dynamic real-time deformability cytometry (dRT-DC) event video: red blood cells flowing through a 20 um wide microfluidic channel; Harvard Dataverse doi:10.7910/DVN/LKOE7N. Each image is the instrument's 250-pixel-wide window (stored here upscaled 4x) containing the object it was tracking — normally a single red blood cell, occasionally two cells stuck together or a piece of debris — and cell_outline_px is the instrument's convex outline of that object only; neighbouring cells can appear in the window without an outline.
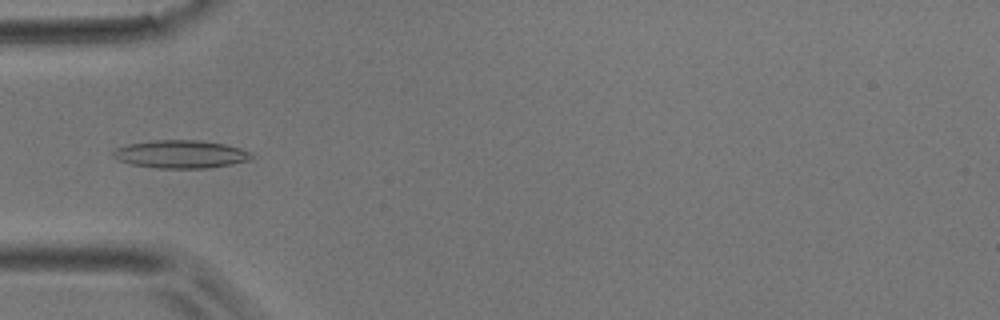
{"species": "common noctule bat (a hibernating species)", "species_latin": "Nyctalus noctula", "temperature_condition": "room temperature", "stored_images_in_passage": 33, "camera_frame_rate_fps": 3000, "um_per_image_px": 0.085, "animal": {"sex": "male", "body_mass_g": 17.9}, "frame": {"image": 1, "passage_image": 3, "time_ms": 0.667, "image_size_px": [1000, 320], "cell_outline_px": [[256, 156], [248, 160], [208, 168], [156, 168], [132, 164], [120, 160], [112, 156], [112, 152], [116, 148], [128, 144], [156, 140], [196, 140], [224, 144], [240, 148], [252, 152]], "centroid_in_image_um": [15.37, 13.1], "position_along_channel_um": 69.6, "area_um2": 22.37}}
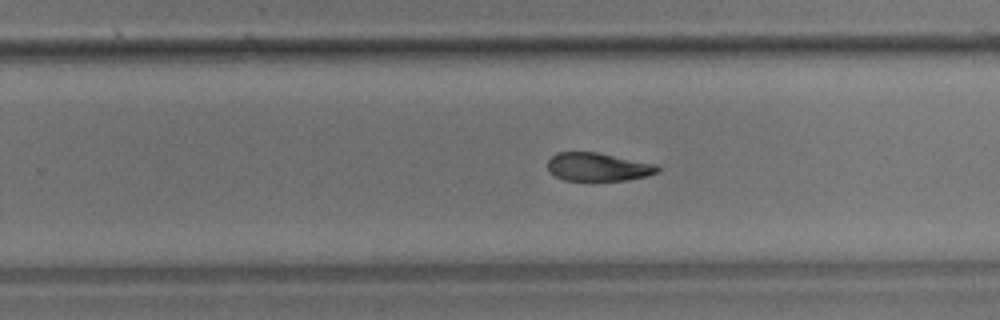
{"frame": {"image": 2, "passage_image": 17, "time_ms": 5.333, "image_size_px": [1000, 320], "cell_outline_px": [[660, 172], [648, 176], [628, 180], [564, 180], [556, 176], [548, 168], [548, 160], [556, 152], [596, 152], [656, 164], [660, 168]], "centroid_in_image_um": [50.87, 14.19], "position_along_channel_um": 278.9, "area_um2": 18.03}}
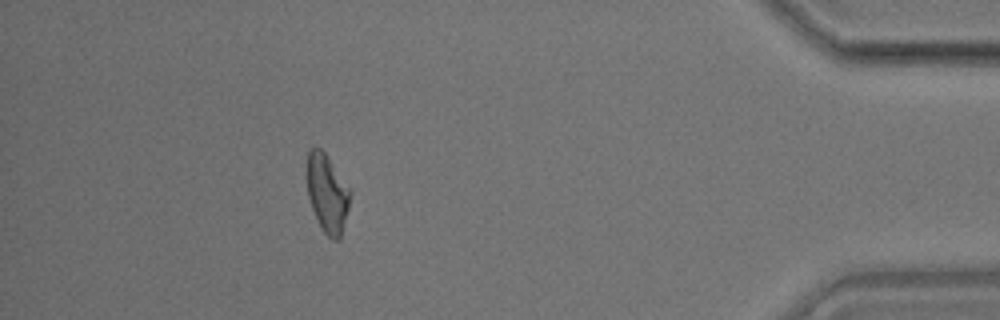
{"frame": {"image": 3, "passage_image": 29, "time_ms": 9.333, "image_size_px": [1000, 320], "cell_outline_px": [[352, 192], [340, 240], [332, 240], [324, 232], [312, 208], [308, 196], [304, 176], [308, 152], [312, 148], [320, 148], [324, 152]], "centroid_in_image_um": [27.78, 16.41], "position_along_channel_um": 407.4, "area_um2": 19.77}}